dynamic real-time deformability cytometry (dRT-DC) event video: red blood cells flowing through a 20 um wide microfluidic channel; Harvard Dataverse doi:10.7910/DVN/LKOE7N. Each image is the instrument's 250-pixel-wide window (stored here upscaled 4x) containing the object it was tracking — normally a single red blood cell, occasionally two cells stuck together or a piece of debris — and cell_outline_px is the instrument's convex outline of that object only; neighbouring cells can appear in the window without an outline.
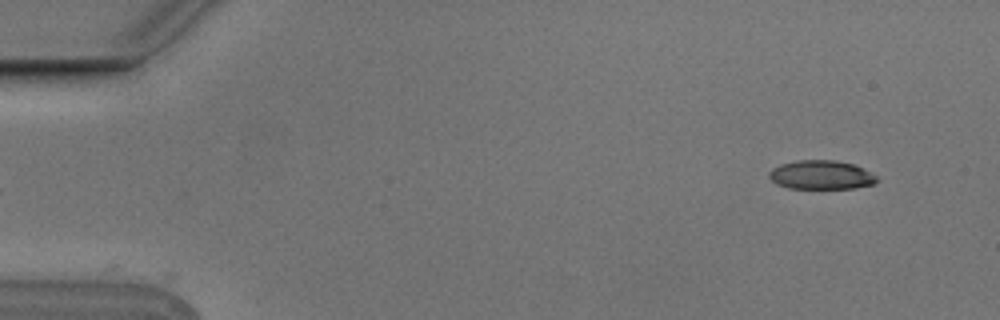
{"species": "Egyptian fruit bat (a non-hibernating species)", "species_latin": "Rousettus aegyptiacus", "temperature_condition": "cold", "stored_images_in_passage": 5, "segment_of_instrument_passage": [2, 2], "camera_frame_rate_fps": 3000, "um_per_image_px": 0.085, "animal": {"sex": "male"}, "frame": {"image": 1, "passage_image": 5, "time_ms": 1.333, "image_size_px": [1000, 320], "cell_outline_px": [[880, 180], [872, 184], [856, 188], [788, 188], [776, 184], [768, 176], [768, 172], [772, 168], [780, 164], [796, 160], [836, 160], [852, 164], [876, 176]], "centroid_in_image_um": [69.75, 14.87], "position_along_channel_um": 15.2, "area_um2": 18.09}}